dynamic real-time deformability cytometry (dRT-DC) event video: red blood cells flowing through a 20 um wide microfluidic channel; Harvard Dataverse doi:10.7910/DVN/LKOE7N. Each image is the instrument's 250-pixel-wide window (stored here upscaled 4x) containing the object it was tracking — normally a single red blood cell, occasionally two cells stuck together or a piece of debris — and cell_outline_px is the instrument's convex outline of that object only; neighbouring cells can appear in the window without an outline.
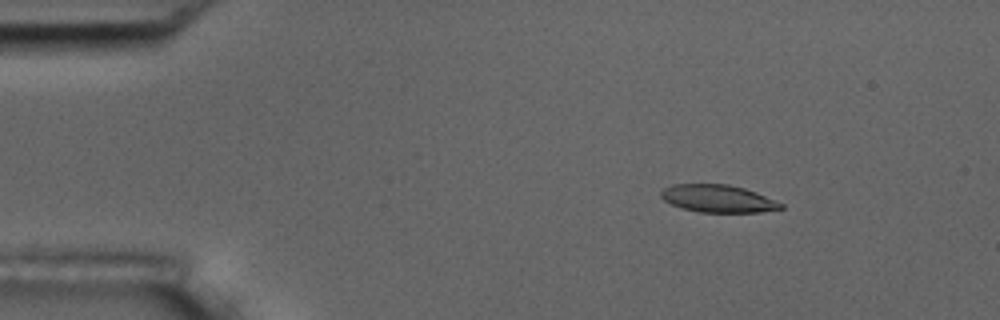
{"species": "common noctule bat (a hibernating species)", "species_latin": "Nyctalus noctula", "temperature_condition": "room temperature", "stored_images_in_passage": 5, "camera_frame_rate_fps": 3000, "um_per_image_px": 0.085, "animal": {"sex": "male", "body_mass_g": 17.5, "forearm_length_mm": 52.3}, "frame": {"image": 1, "passage_image": 3, "time_ms": 2.333, "image_size_px": [1000, 320], "cell_outline_px": [[784, 208], [760, 212], [700, 212], [680, 208], [664, 200], [660, 196], [660, 192], [664, 188], [672, 184], [728, 184], [744, 188], [756, 192], [784, 204]], "centroid_in_image_um": [61.02, 16.88], "position_along_channel_um": 24.0, "area_um2": 19.25}}
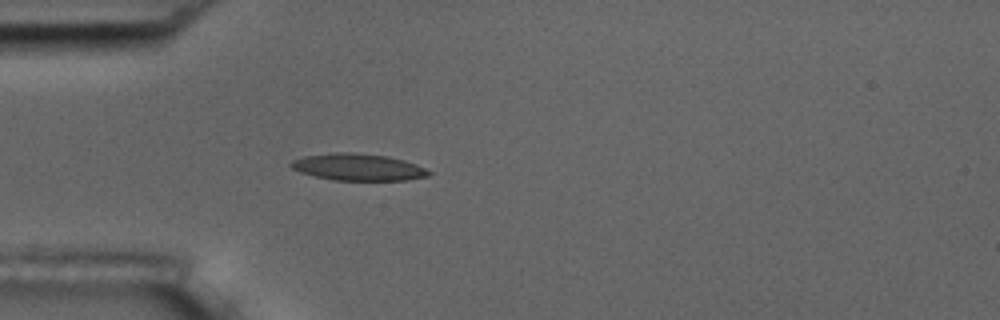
{"frame": {"image": 2, "passage_image": 5, "time_ms": 5.0, "image_size_px": [1000, 320], "cell_outline_px": [[432, 172], [428, 176], [408, 180], [332, 180], [300, 172], [292, 168], [288, 164], [292, 160], [304, 156], [336, 152], [352, 152], [388, 156], [404, 160], [416, 164]], "centroid_in_image_um": [30.43, 14.2], "position_along_channel_um": 54.6, "area_um2": 21.56}}